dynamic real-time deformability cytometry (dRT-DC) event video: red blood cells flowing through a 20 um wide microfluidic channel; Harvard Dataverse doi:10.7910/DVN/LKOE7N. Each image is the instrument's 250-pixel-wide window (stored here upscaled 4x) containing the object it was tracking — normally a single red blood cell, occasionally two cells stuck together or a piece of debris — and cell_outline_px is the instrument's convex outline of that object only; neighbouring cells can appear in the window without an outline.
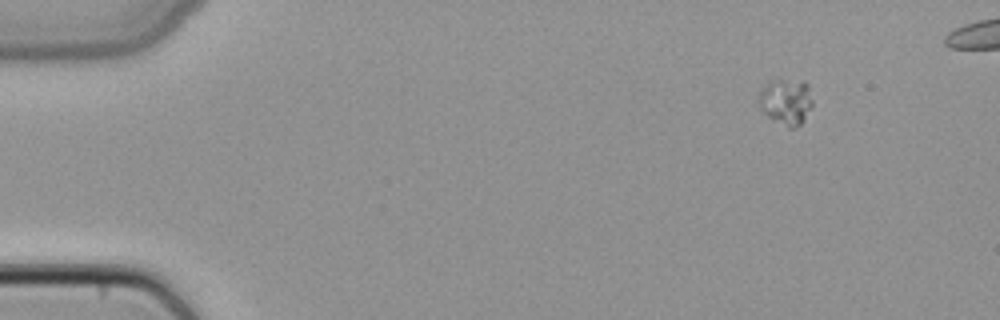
{"species": "common noctule bat (a hibernating species)", "species_latin": "Nyctalus noctula", "temperature_condition": "cold", "stored_images_in_passage": 4, "camera_frame_rate_fps": 3000, "um_per_image_px": 0.085, "animal": {"sex": "female", "body_mass_g": 22.7, "forearm_length_mm": 54.2}, "frame": {"image": 1, "passage_image": 1, "time_ms": 0.0, "image_size_px": [1000, 320], "cell_outline_px": [[812, 104], [804, 120], [796, 128], [788, 128], [772, 120], [760, 108], [756, 100], [760, 88], [772, 80], [776, 80], [808, 84], [812, 100]], "centroid_in_image_um": [66.76, 8.68], "position_along_channel_um": 18.2, "area_um2": 14.33}}